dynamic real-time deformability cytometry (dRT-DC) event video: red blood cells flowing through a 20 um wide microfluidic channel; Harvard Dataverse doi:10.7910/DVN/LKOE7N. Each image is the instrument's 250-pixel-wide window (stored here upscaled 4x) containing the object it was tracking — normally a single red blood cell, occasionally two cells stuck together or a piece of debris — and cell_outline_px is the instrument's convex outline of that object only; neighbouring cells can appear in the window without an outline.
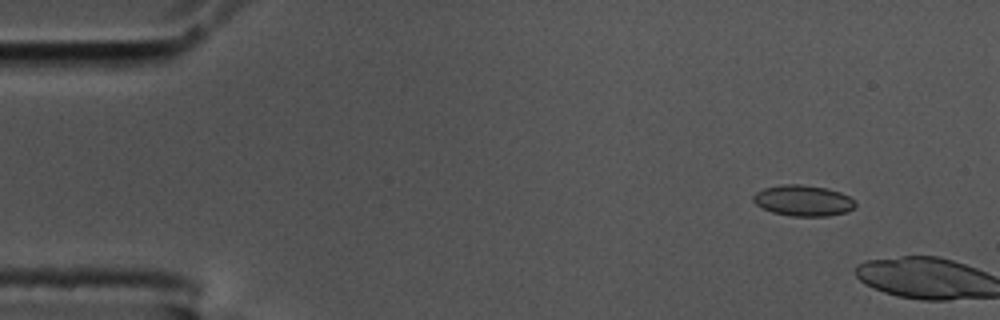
{"species": "common noctule bat (a hibernating species)", "species_latin": "Nyctalus noctula", "temperature_condition": "cold", "stored_images_in_passage": 6, "camera_frame_rate_fps": 3000, "um_per_image_px": 0.085, "animal": {"sex": "male", "body_mass_g": 17.5, "forearm_length_mm": 52.3}, "frame": {"image": 1, "passage_image": 4, "time_ms": 1.0, "image_size_px": [1000, 320], "cell_outline_px": [[856, 204], [848, 212], [828, 216], [792, 216], [772, 212], [756, 204], [752, 200], [752, 196], [756, 192], [764, 188], [780, 184], [800, 184], [824, 188], [840, 192], [856, 200]], "centroid_in_image_um": [68.27, 17.05], "position_along_channel_um": 16.7, "area_um2": 18.38}}